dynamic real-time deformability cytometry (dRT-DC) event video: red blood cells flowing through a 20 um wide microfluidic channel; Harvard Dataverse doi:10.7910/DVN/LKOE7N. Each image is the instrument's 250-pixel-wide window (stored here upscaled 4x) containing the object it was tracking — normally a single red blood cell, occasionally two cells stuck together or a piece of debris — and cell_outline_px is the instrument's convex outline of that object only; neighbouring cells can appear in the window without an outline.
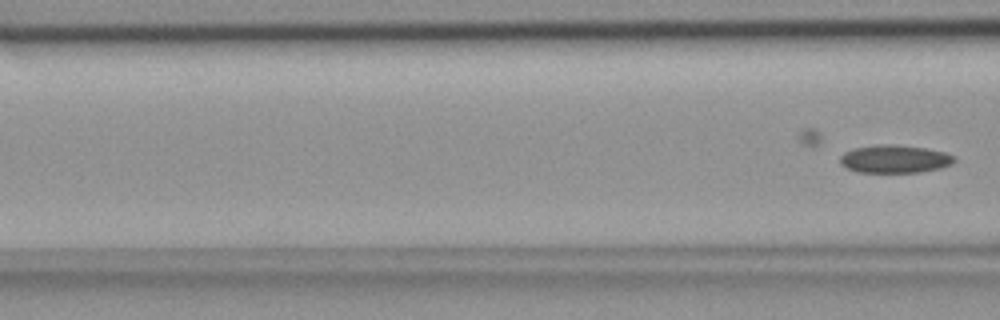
{"species": "common noctule bat (a hibernating species)", "species_latin": "Nyctalus noctula", "temperature_condition": "room temperature", "stored_images_in_passage": 7, "camera_frame_rate_fps": 3000, "um_per_image_px": 0.085, "animal": {"sex": "female", "body_mass_g": 18.4}, "frame": {"image": 1, "passage_image": 7, "time_ms": 2.0, "image_size_px": [1000, 320], "cell_outline_px": [[956, 160], [952, 164], [940, 168], [920, 172], [856, 172], [840, 164], [840, 156], [844, 152], [852, 148], [876, 144], [896, 144], [924, 148], [944, 152], [952, 156]], "centroid_in_image_um": [76.01, 13.5], "position_along_channel_um": 90.6, "area_um2": 18.67}}